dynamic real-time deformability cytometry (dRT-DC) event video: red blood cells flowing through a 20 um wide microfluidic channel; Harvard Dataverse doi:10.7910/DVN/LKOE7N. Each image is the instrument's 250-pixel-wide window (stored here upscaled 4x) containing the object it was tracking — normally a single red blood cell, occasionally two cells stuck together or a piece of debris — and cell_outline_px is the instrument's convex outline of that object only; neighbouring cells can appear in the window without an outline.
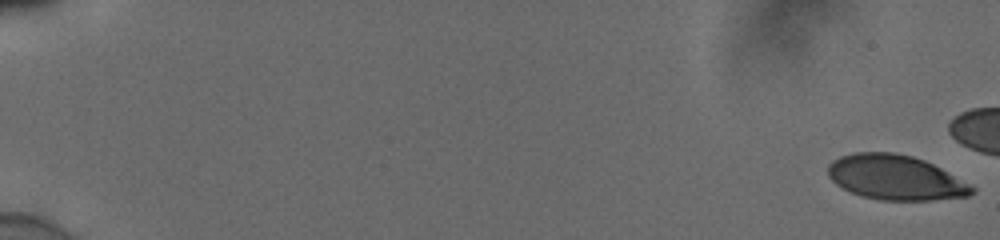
{"species": "human", "species_latin": "Homo sapiens", "temperature_condition": "cold", "stored_images_in_passage": 24, "camera_frame_rate_fps": 3000, "um_per_image_px": 0.085, "donor": {"sex": "male"}, "frame": {"image": 1, "passage_image": 1, "time_ms": 0.0, "image_size_px": [1000, 240], "cell_outline_px": [[976, 192], [968, 196], [932, 200], [880, 200], [864, 196], [852, 192], [836, 184], [828, 176], [828, 164], [832, 160], [840, 156], [856, 152], [892, 152], [912, 156], [924, 160], [940, 168], [976, 188]], "centroid_in_image_um": [76.1, 15.08], "position_along_channel_um": 8.9, "area_um2": 37.34}}
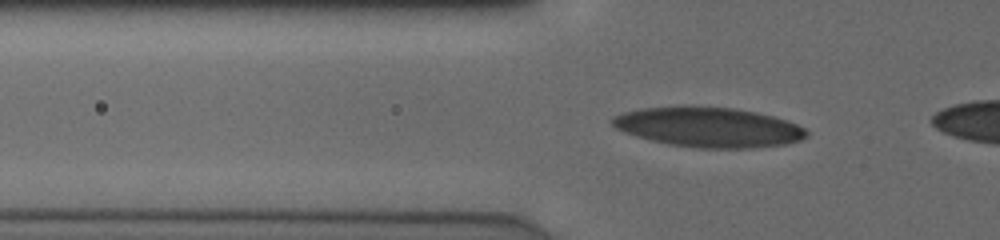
{"frame": {"image": 2, "passage_image": 21, "time_ms": 6.667, "image_size_px": [1000, 240], "cell_outline_px": [[808, 136], [800, 140], [784, 144], [752, 148], [696, 148], [668, 144], [636, 136], [624, 132], [616, 128], [608, 120], [612, 116], [624, 112], [640, 108], [684, 104], [732, 108], [756, 112], [772, 116], [796, 124], [804, 128], [808, 132]], "centroid_in_image_um": [60.16, 10.79], "position_along_channel_um": 65.6, "area_um2": 45.66}}